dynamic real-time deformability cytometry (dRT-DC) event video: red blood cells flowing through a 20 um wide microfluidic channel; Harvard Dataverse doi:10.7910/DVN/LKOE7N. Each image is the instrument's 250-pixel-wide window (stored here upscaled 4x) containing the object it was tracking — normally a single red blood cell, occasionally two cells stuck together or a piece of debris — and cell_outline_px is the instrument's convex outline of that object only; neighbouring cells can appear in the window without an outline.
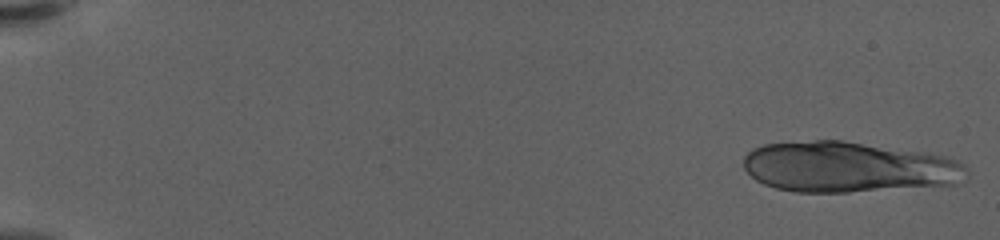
{"species": "human", "species_latin": "Homo sapiens", "temperature_condition": "warm", "stored_images_in_passage": 20, "camera_frame_rate_fps": 3000, "um_per_image_px": 0.085, "donor": {"sex": "female"}, "frame": {"image": 1, "passage_image": 1, "time_ms": 0.0, "image_size_px": [1000, 240], "cell_outline_px": [[968, 176], [952, 184], [848, 192], [796, 192], [776, 188], [764, 184], [756, 180], [744, 168], [744, 156], [752, 148], [764, 144], [816, 140], [844, 140], [928, 152], [944, 156], [964, 164], [968, 168]], "centroid_in_image_um": [72.09, 14.18], "position_along_channel_um": 12.9, "area_um2": 65.95}}
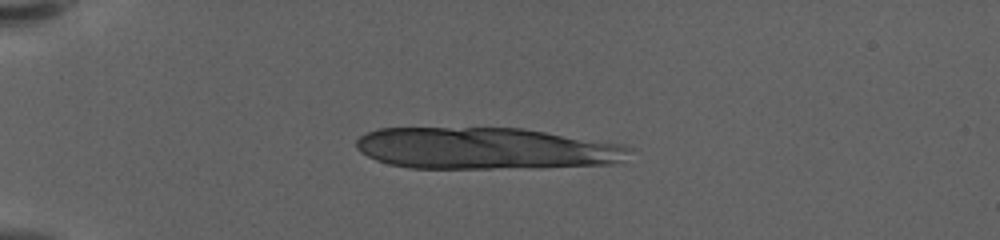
{"frame": {"image": 2, "passage_image": 14, "time_ms": 4.333, "image_size_px": [1000, 240], "cell_outline_px": [[632, 148], [620, 160], [612, 164], [540, 168], [408, 168], [388, 164], [376, 160], [360, 152], [356, 148], [356, 140], [360, 136], [368, 132], [380, 128], [524, 128], [624, 144]], "centroid_in_image_um": [41.28, 12.62], "position_along_channel_um": 43.7, "area_um2": 66.82}}